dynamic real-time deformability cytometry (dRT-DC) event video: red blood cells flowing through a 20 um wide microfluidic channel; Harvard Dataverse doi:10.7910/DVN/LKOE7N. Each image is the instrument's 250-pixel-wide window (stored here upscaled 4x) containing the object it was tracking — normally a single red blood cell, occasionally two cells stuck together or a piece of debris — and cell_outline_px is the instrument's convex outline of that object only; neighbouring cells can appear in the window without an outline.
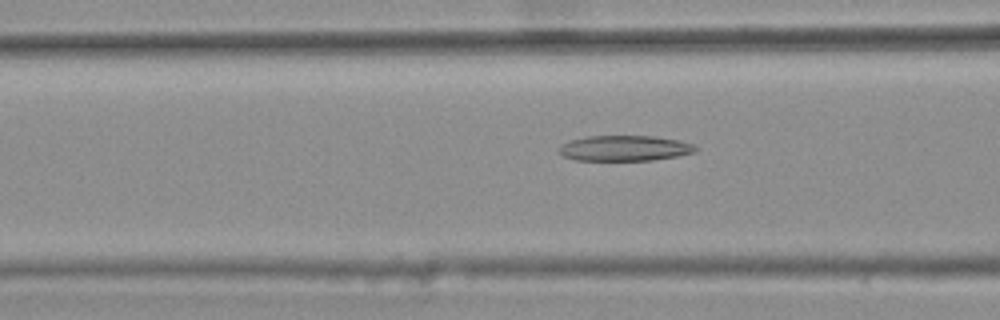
{"species": "common noctule bat (a hibernating species)", "species_latin": "Nyctalus noctula", "temperature_condition": "warm", "stored_images_in_passage": 48, "camera_frame_rate_fps": 3000, "um_per_image_px": 0.085, "animal": {"sex": "female", "body_mass_g": 25.1}, "frame": {"image": 1, "passage_image": 21, "time_ms": 6.667, "image_size_px": [1000, 320], "cell_outline_px": [[696, 152], [676, 156], [652, 160], [576, 160], [564, 156], [556, 152], [564, 144], [572, 140], [588, 136], [656, 136], [680, 140], [692, 144], [696, 148]], "centroid_in_image_um": [53.11, 12.59], "position_along_channel_um": 113.5, "area_um2": 20.11}}
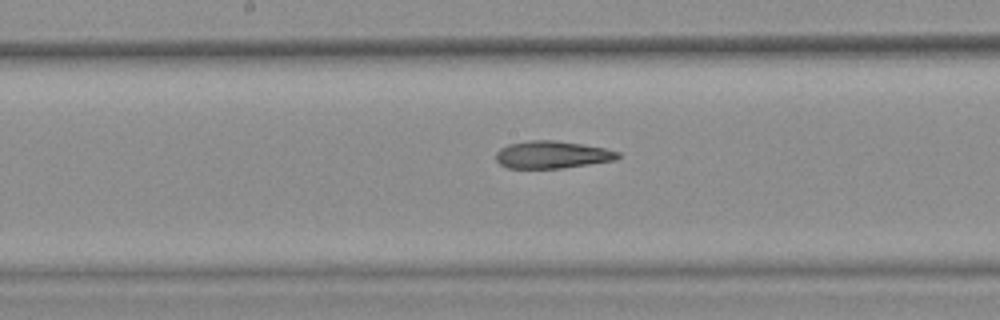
{"frame": {"image": 2, "passage_image": 28, "time_ms": 9.0, "image_size_px": [1000, 320], "cell_outline_px": [[620, 156], [616, 160], [560, 168], [508, 168], [500, 164], [496, 160], [496, 152], [500, 148], [508, 144], [532, 140], [552, 140], [580, 144], [604, 148], [620, 152]], "centroid_in_image_um": [46.91, 13.15], "position_along_channel_um": 201.3, "area_um2": 19.31}}
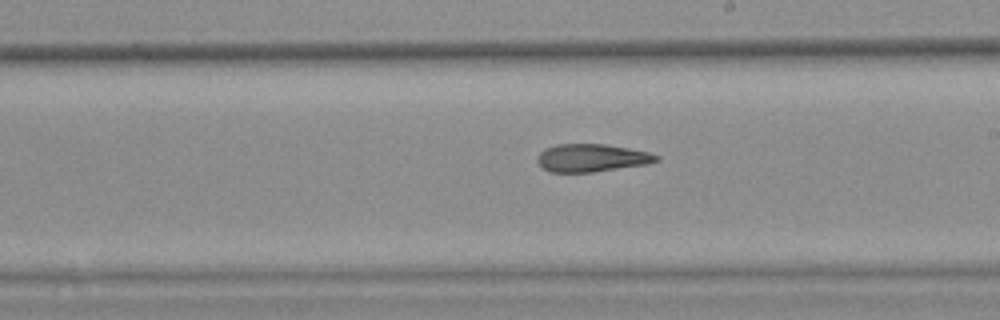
{"frame": {"image": 3, "passage_image": 31, "time_ms": 10.0, "image_size_px": [1000, 320], "cell_outline_px": [[660, 160], [648, 164], [592, 172], [548, 172], [536, 160], [536, 156], [544, 148], [556, 144], [604, 144], [628, 148], [648, 152], [660, 156]], "centroid_in_image_um": [50.28, 13.42], "position_along_channel_um": 238.7, "area_um2": 19.36}, "authors_computed_cell_mechanics": {"area_um2": 20.6635, "velocity_mm_per_s": 3.7561, "shape_relaxation_time_tau1_ms": null, "shape_relaxation_time_tau2_ms": 2.8058, "deformation_change_tau1": null, "deformation_change_tau2": 0.1215}}